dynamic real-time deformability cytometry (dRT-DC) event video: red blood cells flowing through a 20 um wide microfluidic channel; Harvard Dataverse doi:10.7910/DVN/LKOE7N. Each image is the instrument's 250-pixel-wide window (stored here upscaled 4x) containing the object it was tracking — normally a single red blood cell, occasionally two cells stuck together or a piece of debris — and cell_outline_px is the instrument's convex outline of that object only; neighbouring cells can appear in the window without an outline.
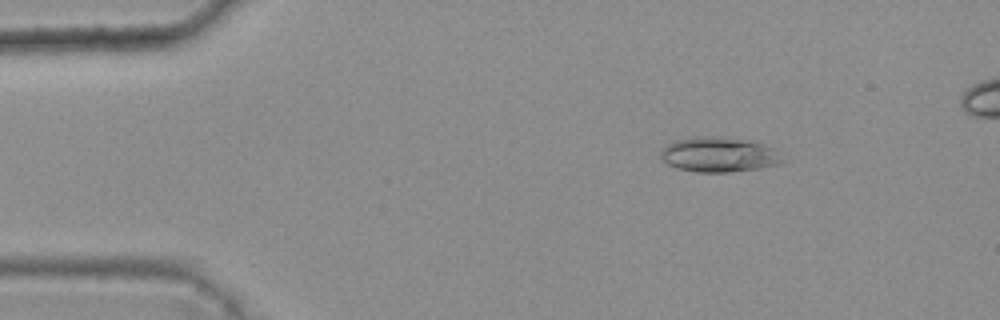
{"species": "common noctule bat (a hibernating species)", "species_latin": "Nyctalus noctula", "temperature_condition": "warm", "stored_images_in_passage": 47, "camera_frame_rate_fps": 3000, "um_per_image_px": 0.085, "animal": {"sex": "female", "body_mass_g": 25.1}, "frame": {"image": 1, "passage_image": 8, "time_ms": 2.333, "image_size_px": [1000, 320], "cell_outline_px": [[788, 160], [780, 164], [760, 168], [728, 172], [696, 172], [676, 168], [668, 164], [660, 156], [660, 152], [672, 140], [696, 136], [724, 136], [748, 140], [764, 144], [776, 148], [784, 152]], "centroid_in_image_um": [61.21, 13.13], "position_along_channel_um": 23.8, "area_um2": 25.55}}
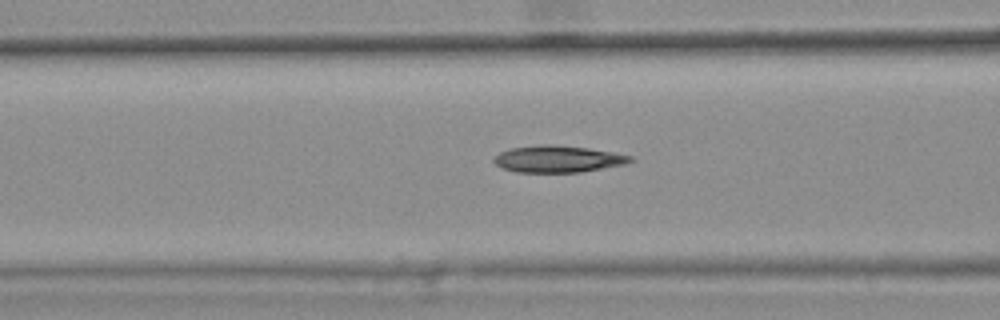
{"frame": {"image": 2, "passage_image": 21, "time_ms": 6.667, "image_size_px": [1000, 320], "cell_outline_px": [[636, 160], [628, 164], [580, 172], [516, 172], [500, 168], [492, 160], [492, 156], [508, 148], [544, 144], [552, 144], [588, 148], [612, 152], [632, 156]], "centroid_in_image_um": [47.41, 13.51], "position_along_channel_um": 119.2, "area_um2": 21.62}}
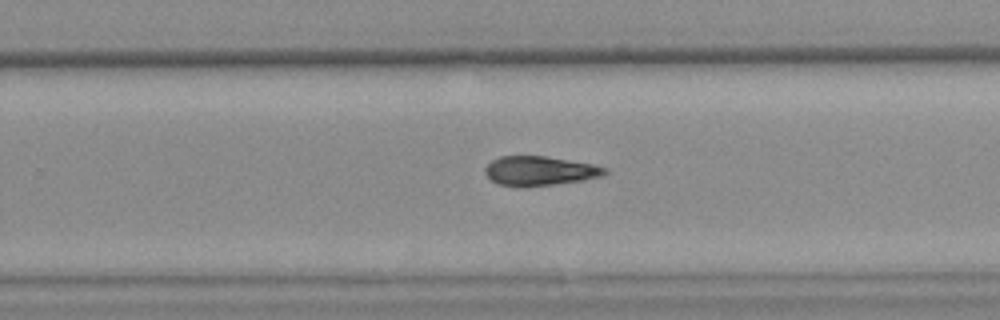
{"frame": {"image": 3, "passage_image": 34, "time_ms": 11.0, "image_size_px": [1000, 320], "cell_outline_px": [[608, 172], [600, 176], [584, 180], [556, 184], [520, 188], [516, 188], [496, 184], [484, 172], [484, 168], [492, 160], [500, 156], [544, 156], [592, 164], [608, 168]], "centroid_in_image_um": [45.83, 14.55], "position_along_channel_um": 284.0, "area_um2": 20.69}, "authors_computed_cell_mechanics": {"area_um2": 21.097, "velocity_mm_per_s": 3.8118, "shape_relaxation_time_tau1_ms": 6.1015, "shape_relaxation_time_tau2_ms": null, "deformation_change_tau1": 0.159, "deformation_change_tau2": null}}